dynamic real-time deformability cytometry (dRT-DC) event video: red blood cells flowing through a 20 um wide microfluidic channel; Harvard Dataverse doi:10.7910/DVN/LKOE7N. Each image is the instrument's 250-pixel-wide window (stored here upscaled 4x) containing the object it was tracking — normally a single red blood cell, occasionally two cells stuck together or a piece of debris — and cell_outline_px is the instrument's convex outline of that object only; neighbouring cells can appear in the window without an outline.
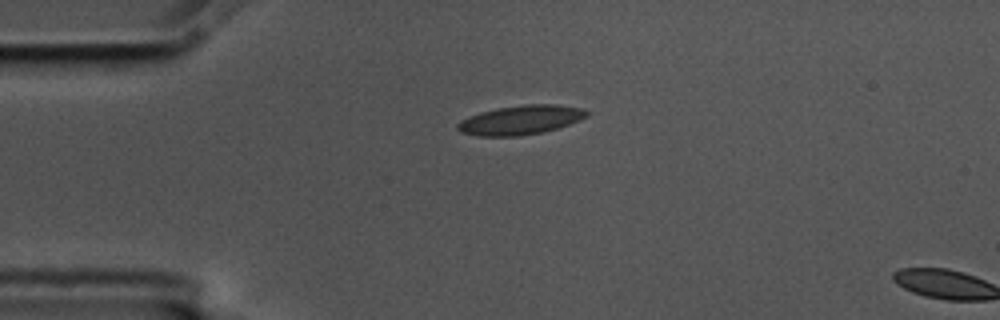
{"species": "common noctule bat (a hibernating species)", "species_latin": "Nyctalus noctula", "temperature_condition": "cold", "stored_images_in_passage": 3, "camera_frame_rate_fps": 3000, "um_per_image_px": 0.085, "animal": {"sex": "male", "body_mass_g": 17.5, "forearm_length_mm": 52.3}, "frame": {"image": 1, "passage_image": 1, "time_ms": 0.0, "image_size_px": [1000, 320], "cell_outline_px": [[588, 116], [580, 120], [544, 132], [520, 136], [480, 136], [460, 132], [456, 128], [456, 124], [460, 120], [468, 116], [480, 112], [496, 108], [524, 104], [556, 104], [584, 108], [588, 112]], "centroid_in_image_um": [44.24, 10.19], "position_along_channel_um": 40.8, "area_um2": 22.2}}